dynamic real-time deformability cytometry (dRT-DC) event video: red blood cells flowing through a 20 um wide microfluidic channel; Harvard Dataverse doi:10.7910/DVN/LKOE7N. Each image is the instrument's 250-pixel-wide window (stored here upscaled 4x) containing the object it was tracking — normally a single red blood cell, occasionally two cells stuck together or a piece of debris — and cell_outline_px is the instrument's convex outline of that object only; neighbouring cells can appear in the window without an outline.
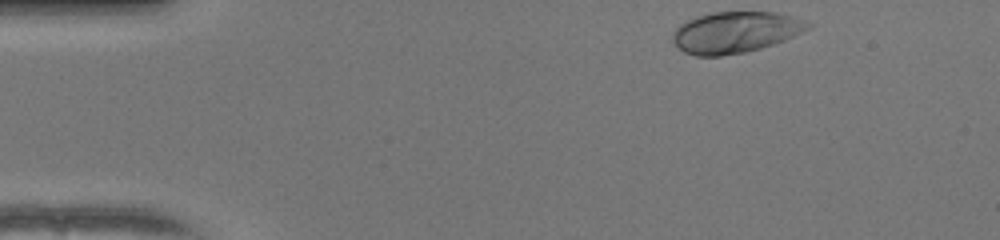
{"species": "human", "species_latin": "Homo sapiens", "temperature_condition": "warm", "stored_images_in_passage": 38, "camera_frame_rate_fps": 3000, "um_per_image_px": 0.085, "donor": {"sex": "female"}, "frame": {"image": 1, "passage_image": 1, "time_ms": 0.0, "image_size_px": [1000, 240], "cell_outline_px": [[812, 28], [784, 40], [760, 48], [744, 52], [720, 56], [696, 56], [684, 52], [672, 40], [672, 32], [680, 24], [696, 16], [712, 12], [776, 12], [792, 16], [812, 24]], "centroid_in_image_um": [62.49, 2.73], "position_along_channel_um": 22.5, "area_um2": 32.43}}
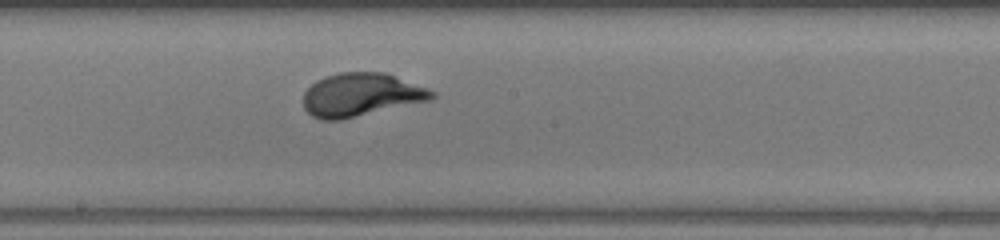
{"frame": {"image": 2, "passage_image": 22, "time_ms": 7.0, "image_size_px": [1000, 240], "cell_outline_px": [[436, 96], [432, 100], [340, 120], [320, 120], [312, 116], [304, 108], [304, 92], [316, 80], [324, 76], [340, 72], [384, 72], [428, 88], [436, 92]], "centroid_in_image_um": [30.7, 8.06], "position_along_channel_um": 217.5, "area_um2": 32.54}}
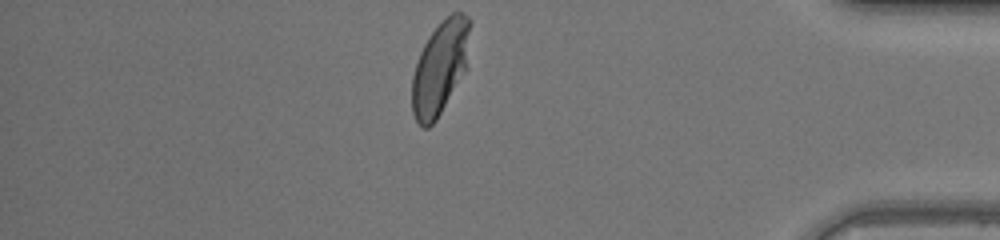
{"frame": {"image": 3, "passage_image": 38, "time_ms": 12.333, "image_size_px": [1000, 240], "cell_outline_px": [[472, 20], [468, 68], [436, 120], [428, 128], [424, 128], [416, 120], [412, 112], [412, 76], [420, 52], [428, 36], [452, 12], [460, 12], [468, 16]], "centroid_in_image_um": [37.45, 5.73], "position_along_channel_um": 397.7, "area_um2": 31.96}, "authors_computed_cell_mechanics": {"area_um2": 31.6166, "velocity_mm_per_s": 4.0432, "shape_relaxation_time_tau1_ms": 2.0357, "shape_relaxation_time_tau2_ms": null, "deformation_change_tau1": 0.174, "deformation_change_tau2": null}}